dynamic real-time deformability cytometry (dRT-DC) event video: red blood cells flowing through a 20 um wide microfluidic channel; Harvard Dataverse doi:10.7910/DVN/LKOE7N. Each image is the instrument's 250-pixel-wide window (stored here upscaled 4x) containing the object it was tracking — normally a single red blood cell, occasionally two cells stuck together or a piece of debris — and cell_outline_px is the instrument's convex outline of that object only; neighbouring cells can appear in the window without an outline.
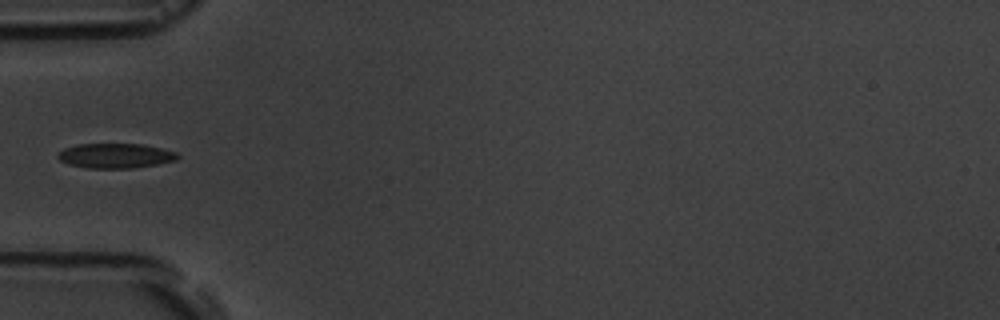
{"species": "common noctule bat (a hibernating species)", "species_latin": "Nyctalus noctula", "temperature_condition": "room temperature", "stored_images_in_passage": 5, "camera_frame_rate_fps": 3000, "um_per_image_px": 0.085, "animal": {"sex": "male", "body_mass_g": 19.5, "forearm_length_mm": 54.6}, "frame": {"image": 1, "passage_image": 4, "time_ms": 3.667, "image_size_px": [1000, 320], "cell_outline_px": [[180, 156], [176, 160], [156, 164], [132, 168], [88, 168], [68, 164], [60, 160], [56, 156], [64, 148], [76, 144], [140, 144], [160, 148], [176, 152]], "centroid_in_image_um": [9.79, 13.24], "position_along_channel_um": 75.2, "area_um2": 17.17}}
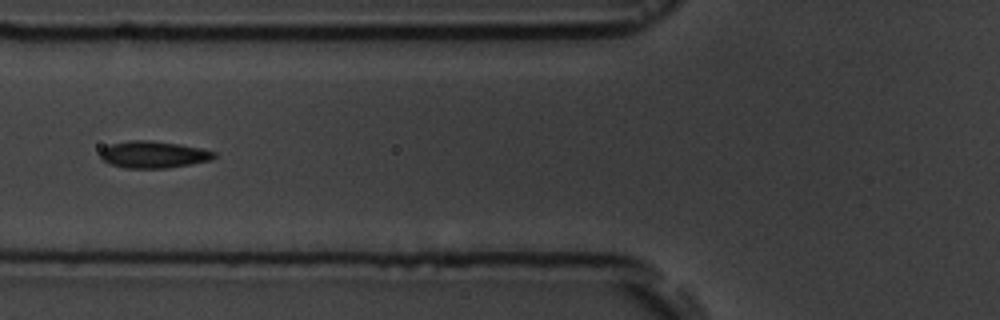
{"frame": {"image": 2, "passage_image": 5, "time_ms": 4.667, "image_size_px": [1000, 320], "cell_outline_px": [[216, 156], [212, 160], [192, 164], [168, 168], [124, 168], [108, 164], [100, 156], [100, 152], [104, 148], [112, 144], [128, 140], [148, 140], [176, 144], [200, 148], [216, 152]], "centroid_in_image_um": [13.05, 13.15], "position_along_channel_um": 112.8, "area_um2": 17.8}}